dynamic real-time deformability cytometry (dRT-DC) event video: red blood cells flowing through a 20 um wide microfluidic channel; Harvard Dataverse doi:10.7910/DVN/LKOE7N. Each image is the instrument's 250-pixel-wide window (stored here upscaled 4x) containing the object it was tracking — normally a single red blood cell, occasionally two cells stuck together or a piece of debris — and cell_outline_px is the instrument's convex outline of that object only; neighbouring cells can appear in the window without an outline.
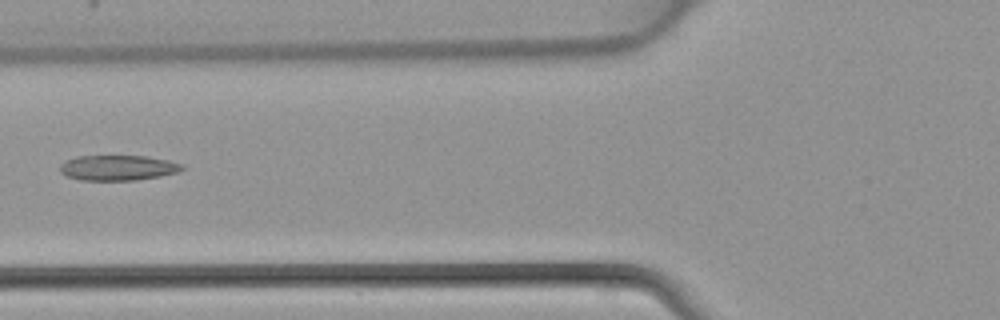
{"species": "common noctule bat (a hibernating species)", "species_latin": "Nyctalus noctula", "temperature_condition": "warm", "stored_images_in_passage": 45, "camera_frame_rate_fps": 3000, "um_per_image_px": 0.085, "animal": {"sex": "female", "body_mass_g": 22.7, "forearm_length_mm": 54.2}, "frame": {"image": 1, "passage_image": 18, "time_ms": 5.667, "image_size_px": [1000, 320], "cell_outline_px": [[184, 168], [180, 172], [160, 176], [136, 180], [80, 180], [68, 176], [60, 172], [60, 164], [64, 160], [76, 156], [148, 156], [168, 160], [184, 164]], "centroid_in_image_um": [10.04, 14.25], "position_along_channel_um": 115.8, "area_um2": 18.15}}
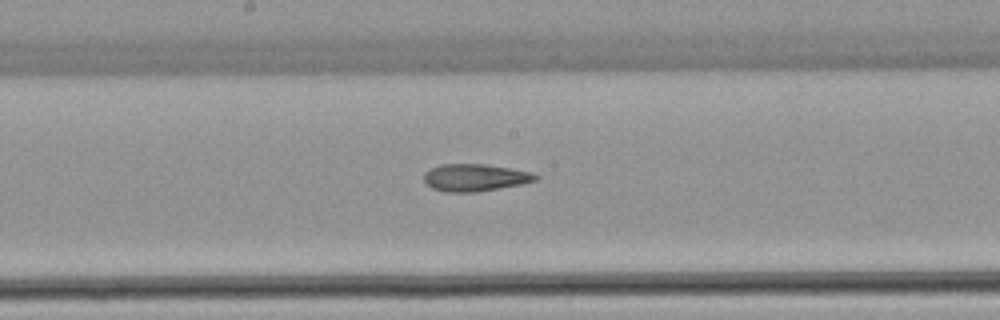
{"frame": {"image": 2, "passage_image": 24, "time_ms": 7.667, "image_size_px": [1000, 320], "cell_outline_px": [[540, 176], [536, 180], [520, 184], [500, 188], [476, 192], [444, 192], [432, 188], [424, 184], [424, 172], [440, 164], [488, 164], [532, 172]], "centroid_in_image_um": [40.35, 15.09], "position_along_channel_um": 207.9, "area_um2": 17.86}}
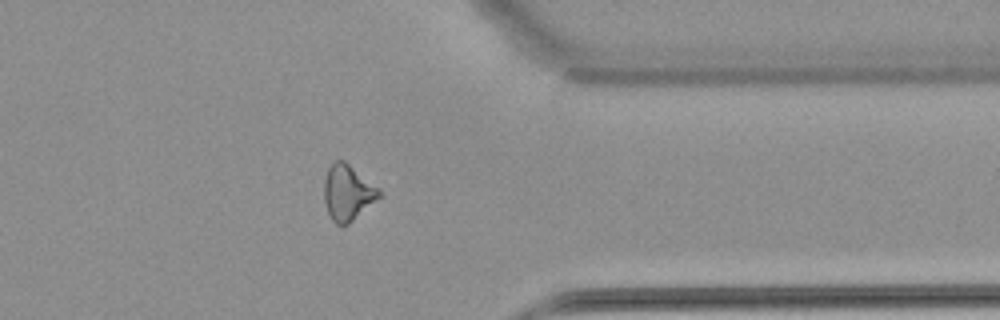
{"frame": {"image": 3, "passage_image": 36, "time_ms": 11.667, "image_size_px": [1000, 320], "cell_outline_px": [[380, 196], [348, 224], [336, 224], [332, 220], [328, 212], [324, 200], [324, 180], [328, 168], [332, 160], [344, 160], [376, 188], [380, 192]], "centroid_in_image_um": [29.48, 16.36], "position_along_channel_um": 381.9, "area_um2": 17.22}}